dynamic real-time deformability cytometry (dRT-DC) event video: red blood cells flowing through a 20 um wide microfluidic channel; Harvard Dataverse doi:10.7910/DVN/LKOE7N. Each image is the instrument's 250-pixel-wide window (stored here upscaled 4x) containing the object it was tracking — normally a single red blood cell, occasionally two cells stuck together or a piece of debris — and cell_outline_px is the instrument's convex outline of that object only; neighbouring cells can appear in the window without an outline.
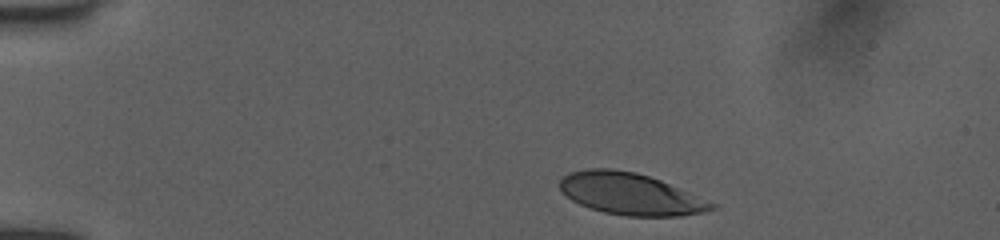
{"species": "human", "species_latin": "Homo sapiens", "temperature_condition": "room temperature", "stored_images_in_passage": 12, "camera_frame_rate_fps": 3000, "um_per_image_px": 0.085, "donor": {"sex": "female"}, "frame": {"image": 1, "passage_image": 1, "time_ms": 0.0, "image_size_px": [1000, 240], "cell_outline_px": [[720, 204], [716, 208], [704, 212], [680, 216], [624, 216], [604, 212], [580, 204], [572, 200], [560, 188], [560, 180], [568, 172], [588, 168], [612, 168], [636, 172], [660, 180]], "centroid_in_image_um": [53.63, 16.48], "position_along_channel_um": 31.4, "area_um2": 37.05}}
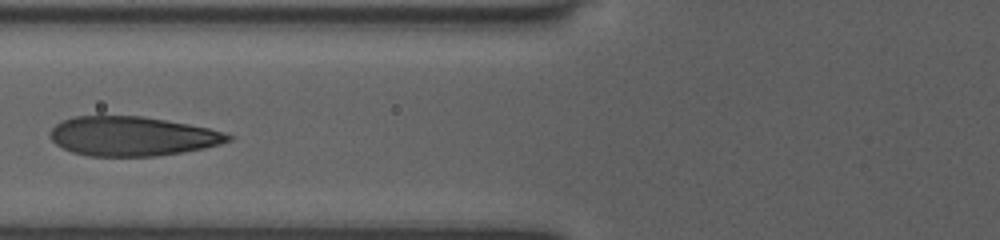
{"frame": {"image": 2, "passage_image": 6, "time_ms": 4.0, "image_size_px": [1000, 240], "cell_outline_px": [[236, 136], [232, 140], [220, 144], [204, 148], [184, 152], [156, 156], [88, 156], [72, 152], [56, 144], [52, 140], [48, 132], [56, 124], [72, 116], [140, 116], [188, 124], [208, 128], [224, 132]], "centroid_in_image_um": [11.25, 11.58], "position_along_channel_um": 114.6, "area_um2": 40.86}}
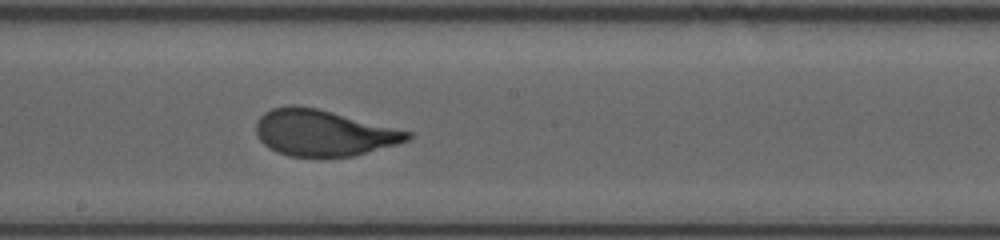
{"frame": {"image": 3, "passage_image": 12, "time_ms": 6.667, "image_size_px": [1000, 240], "cell_outline_px": [[412, 136], [408, 140], [396, 144], [356, 156], [288, 156], [276, 152], [268, 148], [256, 136], [256, 120], [264, 112], [272, 108], [316, 108], [412, 132]], "centroid_in_image_um": [27.48, 11.33], "position_along_channel_um": 220.7, "area_um2": 40.0}}